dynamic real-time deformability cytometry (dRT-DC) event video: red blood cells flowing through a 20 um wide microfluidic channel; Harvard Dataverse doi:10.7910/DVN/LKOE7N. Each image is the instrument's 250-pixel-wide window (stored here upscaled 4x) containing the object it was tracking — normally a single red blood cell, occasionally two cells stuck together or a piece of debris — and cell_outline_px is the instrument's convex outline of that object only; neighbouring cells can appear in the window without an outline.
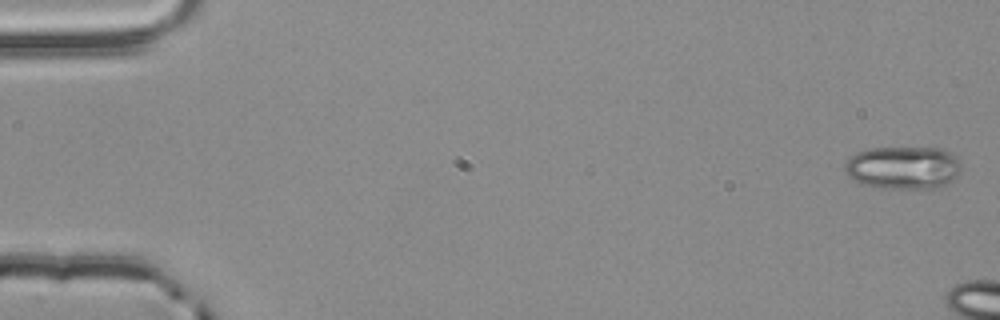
{"species": "common noctule bat (a hibernating species)", "species_latin": "Nyctalus noctula", "temperature_condition": "room temperature", "stored_images_in_passage": 3, "camera_frame_rate_fps": 3000, "um_per_image_px": 0.085, "animal": {"sex": "male", "body_mass_g": 20.4}, "frame": {"image": 1, "passage_image": 1, "time_ms": 0.0, "image_size_px": [1000, 320], "cell_outline_px": [[960, 172], [952, 180], [936, 188], [884, 188], [860, 184], [848, 176], [844, 168], [844, 164], [856, 152], [868, 148], [940, 148], [956, 156], [960, 164]], "centroid_in_image_um": [76.74, 14.25], "position_along_channel_um": 8.3, "area_um2": 29.02}}